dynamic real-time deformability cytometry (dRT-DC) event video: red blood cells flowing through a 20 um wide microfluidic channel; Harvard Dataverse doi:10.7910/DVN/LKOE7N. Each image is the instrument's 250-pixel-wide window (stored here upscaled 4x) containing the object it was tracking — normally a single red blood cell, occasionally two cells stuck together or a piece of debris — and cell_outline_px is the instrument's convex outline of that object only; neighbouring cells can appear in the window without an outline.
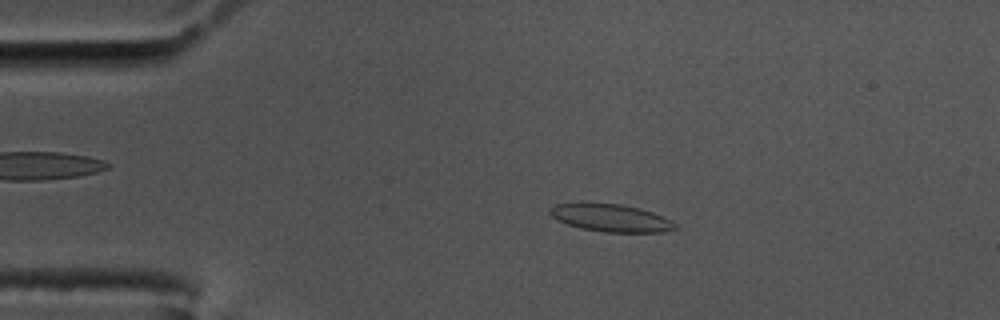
{"species": "common noctule bat (a hibernating species)", "species_latin": "Nyctalus noctula", "temperature_condition": "cold", "stored_images_in_passage": 58, "camera_frame_rate_fps": 3000, "um_per_image_px": 0.085, "animal": {"sex": "male", "body_mass_g": 17.5, "forearm_length_mm": 52.3}, "frame": {"image": 1, "passage_image": 11, "time_ms": 3.333, "image_size_px": [1000, 320], "cell_outline_px": [[676, 228], [660, 232], [604, 232], [580, 228], [568, 224], [552, 216], [548, 212], [548, 208], [556, 204], [620, 204], [640, 208], [664, 216], [672, 220], [676, 224]], "centroid_in_image_um": [51.96, 18.53], "position_along_channel_um": 33.0, "area_um2": 19.77}}
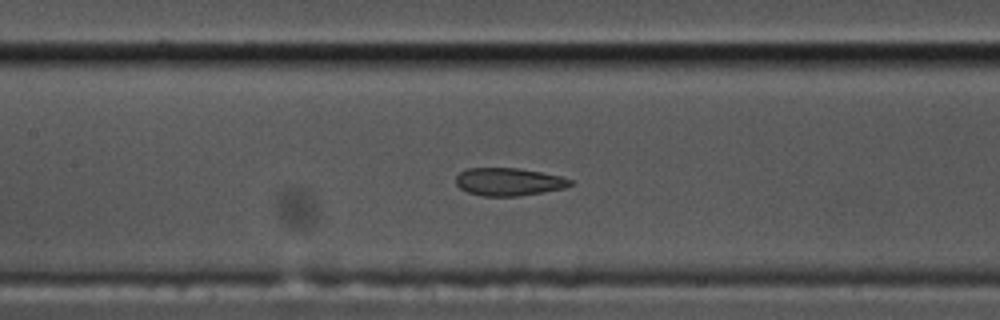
{"frame": {"image": 2, "passage_image": 26, "time_ms": 8.333, "image_size_px": [1000, 320], "cell_outline_px": [[572, 184], [564, 188], [544, 192], [520, 196], [484, 196], [468, 192], [460, 188], [456, 184], [456, 176], [460, 172], [468, 168], [520, 168], [560, 176], [572, 180]], "centroid_in_image_um": [43.23, 15.45], "position_along_channel_um": 164.2, "area_um2": 18.5}}
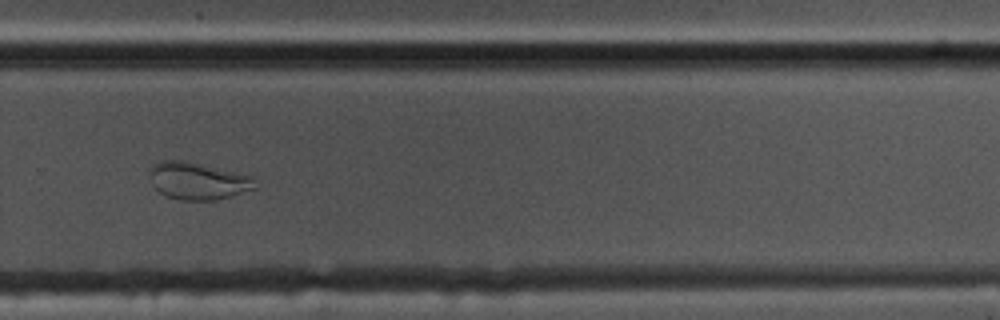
{"frame": {"image": 3, "passage_image": 39, "time_ms": 12.667, "image_size_px": [1000, 320], "cell_outline_px": [[260, 184], [256, 188], [232, 196], [216, 200], [180, 200], [164, 196], [152, 184], [148, 176], [148, 172], [152, 164], [160, 160], [184, 160], [256, 176]], "centroid_in_image_um": [16.85, 15.37], "position_along_channel_um": 312.9, "area_um2": 23.58}, "authors_computed_cell_mechanics": {"area_um2": 20.2589, "velocity_mm_per_s": 3.4476, "shape_relaxation_time_tau1_ms": null, "shape_relaxation_time_tau2_ms": 2.0342, "deformation_change_tau1": null, "deformation_change_tau2": 0.0736}}